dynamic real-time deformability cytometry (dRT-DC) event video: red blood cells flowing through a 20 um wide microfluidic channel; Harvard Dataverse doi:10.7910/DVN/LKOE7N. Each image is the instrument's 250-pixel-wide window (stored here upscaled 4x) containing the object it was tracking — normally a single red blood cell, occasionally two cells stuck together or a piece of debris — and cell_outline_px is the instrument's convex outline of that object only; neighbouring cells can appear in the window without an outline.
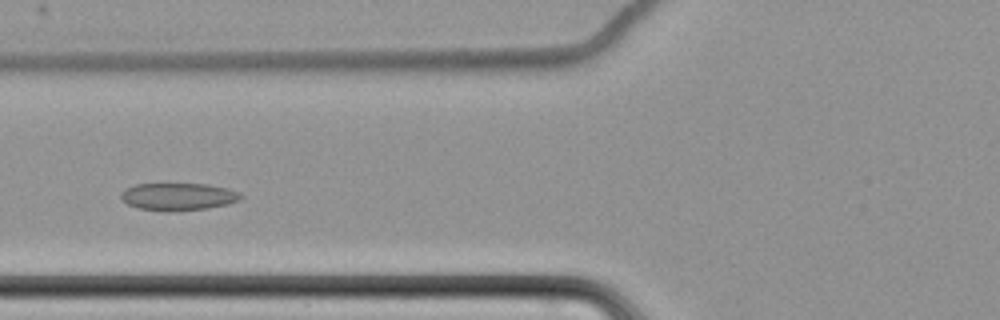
{"species": "common noctule bat (a hibernating species)", "species_latin": "Nyctalus noctula", "temperature_condition": "cold", "stored_images_in_passage": 56, "camera_frame_rate_fps": 3000, "um_per_image_px": 0.085, "animal": {"sex": "female", "body_mass_g": 22.7, "forearm_length_mm": 54.2}, "frame": {"image": 1, "passage_image": 20, "time_ms": 6.333, "image_size_px": [1000, 320], "cell_outline_px": [[244, 196], [240, 200], [228, 204], [208, 208], [172, 212], [164, 212], [140, 208], [128, 204], [120, 196], [120, 192], [124, 188], [136, 184], [208, 184], [228, 188], [240, 192]], "centroid_in_image_um": [15.17, 16.72], "position_along_channel_um": 110.6, "area_um2": 19.42}}
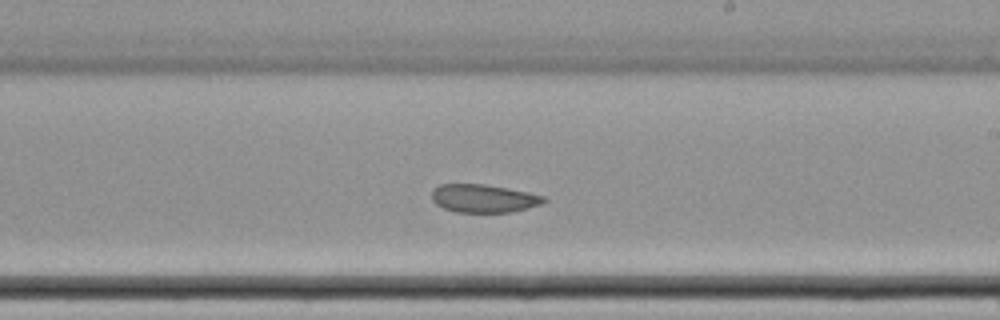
{"frame": {"image": 2, "passage_image": 32, "time_ms": 10.333, "image_size_px": [1000, 320], "cell_outline_px": [[548, 200], [540, 204], [512, 212], [456, 212], [444, 208], [436, 204], [432, 200], [432, 192], [440, 184], [484, 184], [528, 192], [544, 196]], "centroid_in_image_um": [41.11, 16.86], "position_along_channel_um": 247.9, "area_um2": 18.21}}
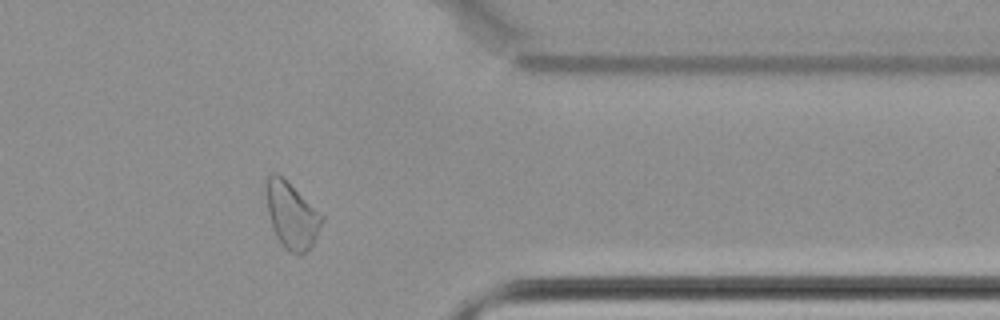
{"frame": {"image": 3, "passage_image": 45, "time_ms": 14.667, "image_size_px": [1000, 320], "cell_outline_px": [[324, 220], [312, 244], [304, 252], [288, 252], [280, 244], [276, 236], [268, 212], [264, 184], [268, 176], [276, 172], [324, 216]], "centroid_in_image_um": [24.76, 18.29], "position_along_channel_um": 386.6, "area_um2": 20.98}, "authors_computed_cell_mechanics": {"area_um2": 20.9814, "velocity_mm_per_s": 3.4344, "shape_relaxation_time_tau1_ms": null, "shape_relaxation_time_tau2_ms": 3.2882, "deformation_change_tau1": null, "deformation_change_tau2": 0.0597}}